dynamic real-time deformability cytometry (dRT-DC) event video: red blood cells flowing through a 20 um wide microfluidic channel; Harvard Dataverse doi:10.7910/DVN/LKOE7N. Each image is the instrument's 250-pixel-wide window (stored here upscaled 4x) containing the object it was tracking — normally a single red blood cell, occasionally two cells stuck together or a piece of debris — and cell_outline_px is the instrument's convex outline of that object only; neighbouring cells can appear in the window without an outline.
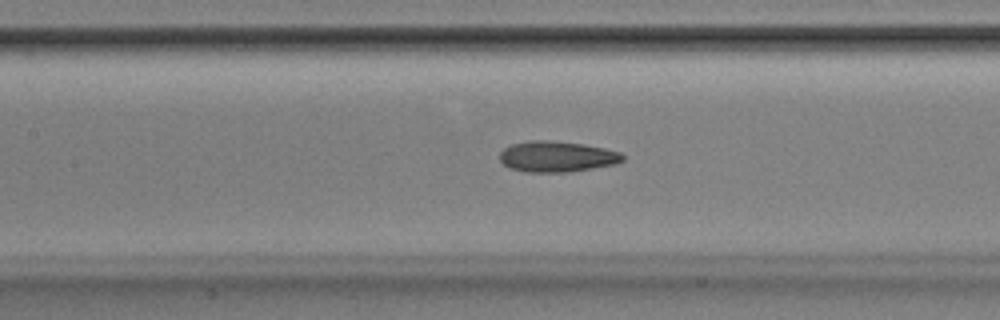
{"species": "Egyptian fruit bat (a non-hibernating species)", "species_latin": "Rousettus aegyptiacus", "temperature_condition": "room temperature", "stored_images_in_passage": 52, "camera_frame_rate_fps": 3000, "um_per_image_px": 0.085, "animal": {"sex": "male"}, "frame": {"image": 1, "passage_image": 24, "time_ms": 7.667, "image_size_px": [1000, 320], "cell_outline_px": [[624, 160], [616, 164], [568, 172], [524, 172], [508, 168], [500, 160], [500, 152], [504, 148], [512, 144], [532, 140], [552, 140], [584, 144], [604, 148], [620, 152], [624, 156]], "centroid_in_image_um": [47.33, 13.31], "position_along_channel_um": 160.1, "area_um2": 22.2}}
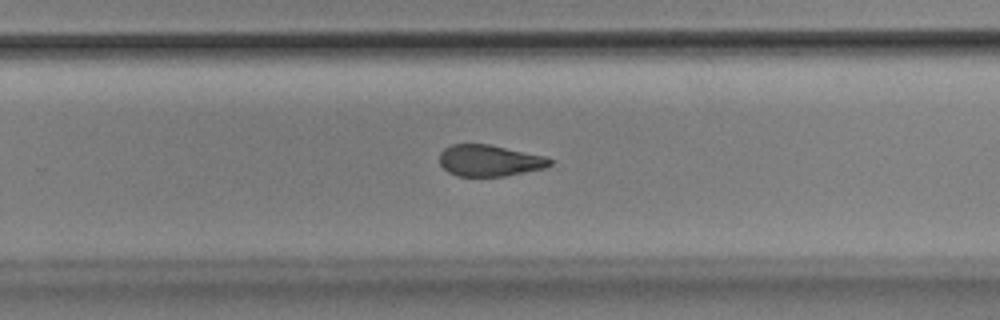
{"frame": {"image": 2, "passage_image": 34, "time_ms": 11.0, "image_size_px": [1000, 320], "cell_outline_px": [[552, 164], [544, 168], [504, 176], [456, 176], [448, 172], [440, 164], [440, 152], [444, 148], [452, 144], [488, 144], [544, 156], [552, 160]], "centroid_in_image_um": [41.57, 13.65], "position_along_channel_um": 288.2, "area_um2": 20.06}}
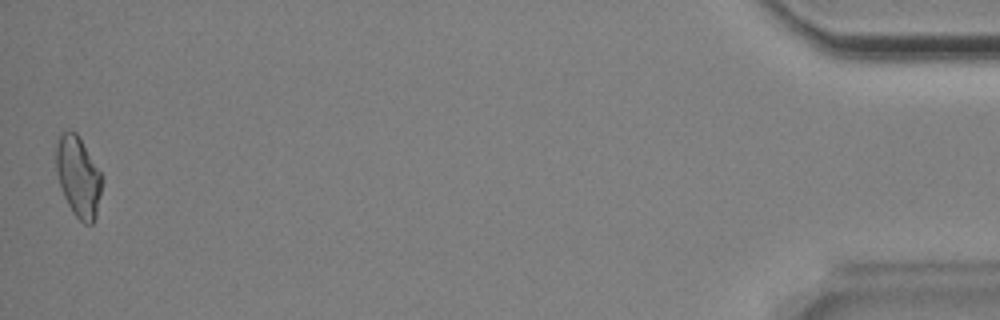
{"frame": {"image": 3, "passage_image": 52, "time_ms": 17.0, "image_size_px": [1000, 320], "cell_outline_px": [[104, 180], [96, 216], [92, 224], [84, 224], [72, 212], [64, 196], [56, 172], [56, 144], [60, 132], [68, 128], [76, 132], [100, 172]], "centroid_in_image_um": [6.65, 15.0], "position_along_channel_um": 428.5, "area_um2": 21.62}, "authors_computed_cell_mechanics": {"area_um2": 22.0218, "velocity_mm_per_s": 3.865, "shape_relaxation_time_tau1_ms": 3.9964, "shape_relaxation_time_tau2_ms": 2.3208, "deformation_change_tau1": 0.1379, "deformation_change_tau2": 0.0913}}